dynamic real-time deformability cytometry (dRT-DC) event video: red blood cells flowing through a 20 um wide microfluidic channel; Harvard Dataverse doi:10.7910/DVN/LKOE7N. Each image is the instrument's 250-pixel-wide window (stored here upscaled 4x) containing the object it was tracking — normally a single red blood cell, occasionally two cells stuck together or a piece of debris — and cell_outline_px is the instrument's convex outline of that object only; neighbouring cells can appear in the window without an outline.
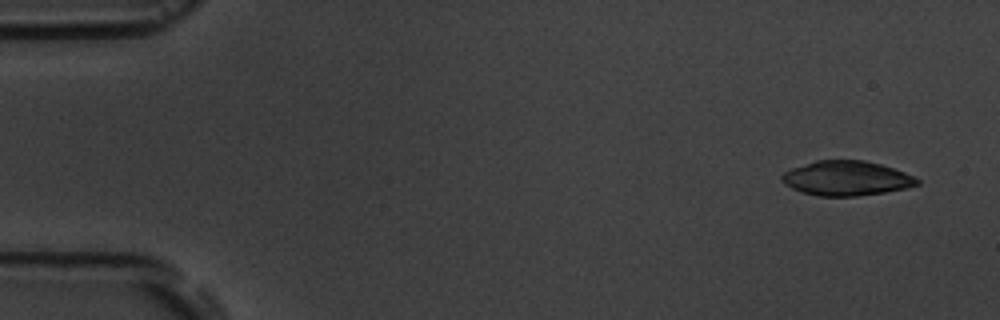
{"species": "common noctule bat (a hibernating species)", "species_latin": "Nyctalus noctula", "temperature_condition": "room temperature", "stored_images_in_passage": 6, "camera_frame_rate_fps": 3000, "um_per_image_px": 0.085, "animal": {"sex": "male", "body_mass_g": 19.5, "forearm_length_mm": 54.6}, "frame": {"image": 1, "passage_image": 1, "time_ms": 0.0, "image_size_px": [1000, 320], "cell_outline_px": [[920, 184], [908, 188], [884, 192], [856, 196], [820, 196], [804, 192], [792, 188], [784, 184], [780, 180], [780, 176], [784, 172], [792, 168], [816, 160], [864, 160], [880, 164], [904, 172], [920, 180]], "centroid_in_image_um": [71.94, 15.15], "position_along_channel_um": 13.1, "area_um2": 27.22}}